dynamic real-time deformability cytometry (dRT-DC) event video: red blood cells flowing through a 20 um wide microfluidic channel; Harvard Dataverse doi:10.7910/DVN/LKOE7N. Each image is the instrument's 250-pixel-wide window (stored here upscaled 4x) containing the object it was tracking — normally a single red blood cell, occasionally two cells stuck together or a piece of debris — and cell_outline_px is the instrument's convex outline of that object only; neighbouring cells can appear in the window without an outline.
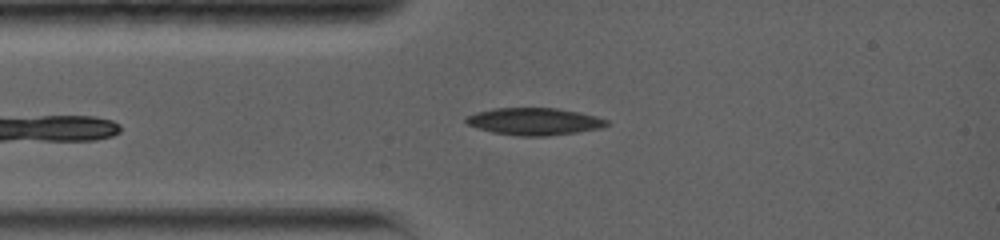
{"species": "common noctule bat (a hibernating species)", "species_latin": "Nyctalus noctula", "temperature_condition": "warm", "stored_images_in_passage": 38, "camera_frame_rate_fps": 5000, "um_per_image_px": 0.085, "animal": {"sex": "female", "body_mass_g": 19.0, "forearm_length_mm": 56.7}, "frame": {"image": 1, "passage_image": 6, "time_ms": 1.4, "image_size_px": [1000, 240], "cell_outline_px": [[608, 124], [600, 128], [576, 132], [548, 136], [520, 136], [492, 132], [468, 124], [464, 120], [464, 116], [476, 112], [492, 108], [556, 108], [580, 112], [596, 116], [608, 120]], "centroid_in_image_um": [45.39, 10.31], "position_along_channel_um": 39.6, "area_um2": 22.25}}
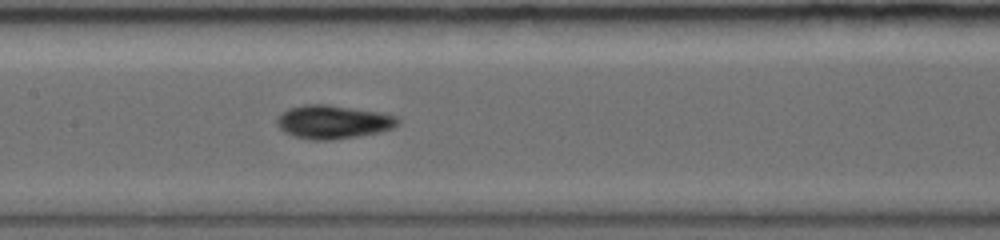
{"frame": {"image": 2, "passage_image": 21, "time_ms": 5.2, "image_size_px": [1000, 240], "cell_outline_px": [[400, 124], [392, 128], [380, 132], [332, 140], [312, 140], [292, 136], [284, 132], [276, 124], [276, 116], [280, 112], [288, 108], [304, 104], [328, 104], [380, 112], [400, 116]], "centroid_in_image_um": [28.3, 10.35], "position_along_channel_um": 179.1, "area_um2": 24.04}}
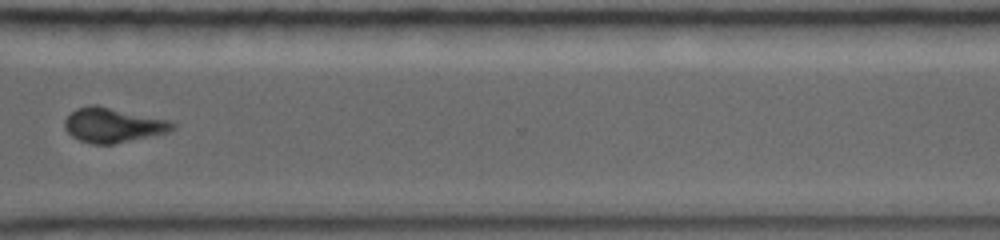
{"frame": {"image": 3, "passage_image": 32, "time_ms": 10.0, "image_size_px": [1000, 240], "cell_outline_px": [[176, 128], [168, 132], [152, 136], [112, 144], [92, 144], [80, 140], [72, 136], [64, 128], [64, 120], [76, 108], [88, 104], [96, 104], [172, 120], [176, 124]], "centroid_in_image_um": [9.64, 10.61], "position_along_channel_um": 361.0, "area_um2": 22.08}, "authors_computed_cell_mechanics": {"area_um2": 22.6287, "velocity_mm_per_s": 3.7816, "shape_relaxation_time_tau1_ms": 3.1724, "shape_relaxation_time_tau2_ms": 4.2258, "deformation_change_tau1": 0.1367, "deformation_change_tau2": 0.0949}}